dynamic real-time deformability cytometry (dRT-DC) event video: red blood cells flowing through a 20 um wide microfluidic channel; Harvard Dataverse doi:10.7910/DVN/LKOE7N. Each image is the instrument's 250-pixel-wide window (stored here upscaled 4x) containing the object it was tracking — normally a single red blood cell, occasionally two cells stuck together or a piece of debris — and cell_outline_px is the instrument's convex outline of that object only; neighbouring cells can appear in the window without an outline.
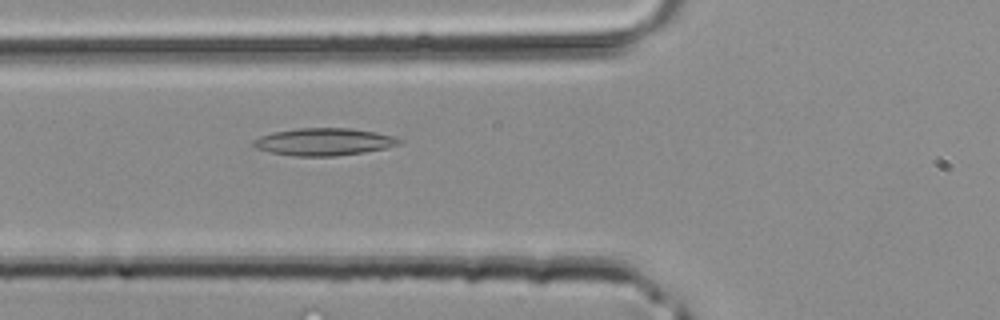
{"species": "common noctule bat (a hibernating species)", "species_latin": "Nyctalus noctula", "temperature_condition": "room temperature", "stored_images_in_passage": 30, "camera_frame_rate_fps": 3000, "um_per_image_px": 0.085, "animal": {"sex": "male", "body_mass_g": 20.4}, "frame": {"image": 1, "passage_image": 4, "time_ms": 1.0, "image_size_px": [1000, 320], "cell_outline_px": [[404, 140], [396, 144], [384, 148], [364, 152], [332, 156], [292, 156], [272, 152], [256, 148], [252, 144], [252, 140], [260, 136], [272, 132], [300, 128], [352, 128], [376, 132], [396, 136]], "centroid_in_image_um": [27.52, 12.04], "position_along_channel_um": 98.3, "area_um2": 23.18}}
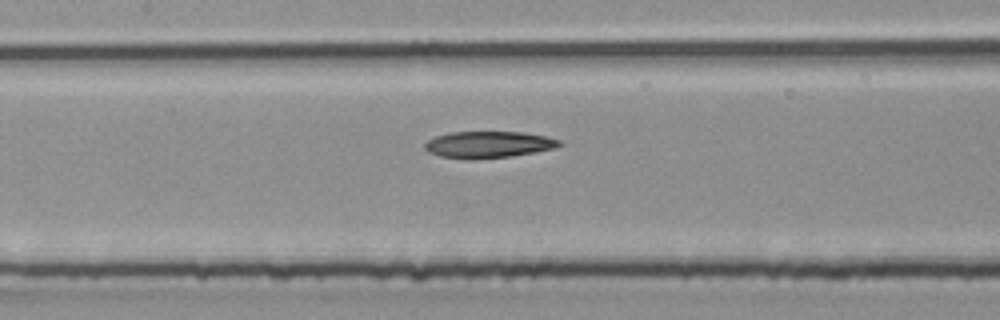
{"frame": {"image": 2, "passage_image": 8, "time_ms": 2.333, "image_size_px": [1000, 320], "cell_outline_px": [[564, 144], [556, 148], [536, 152], [512, 156], [472, 160], [468, 160], [440, 156], [428, 152], [424, 148], [424, 144], [428, 140], [436, 136], [452, 132], [524, 132], [544, 136], [560, 140]], "centroid_in_image_um": [41.53, 12.3], "position_along_channel_um": 165.9, "area_um2": 21.1}}
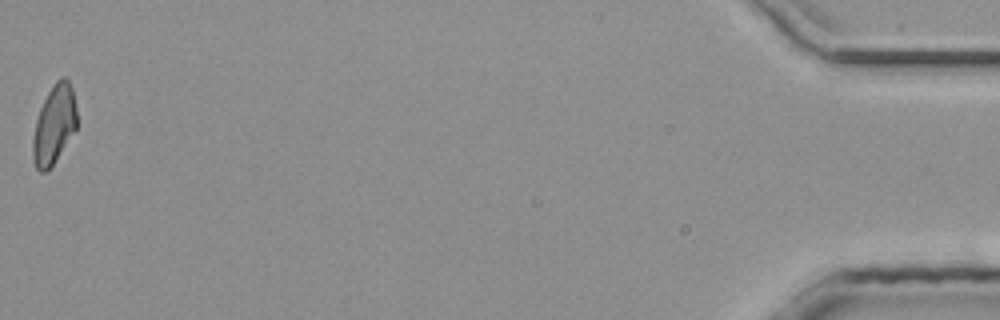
{"frame": {"image": 3, "passage_image": 30, "time_ms": 9.667, "image_size_px": [1000, 320], "cell_outline_px": [[76, 128], [52, 164], [44, 172], [40, 172], [36, 168], [32, 156], [32, 140], [36, 120], [40, 108], [52, 84], [60, 76], [64, 76], [68, 80], [72, 88], [76, 108]], "centroid_in_image_um": [4.58, 10.54], "position_along_channel_um": 430.6, "area_um2": 19.88}}